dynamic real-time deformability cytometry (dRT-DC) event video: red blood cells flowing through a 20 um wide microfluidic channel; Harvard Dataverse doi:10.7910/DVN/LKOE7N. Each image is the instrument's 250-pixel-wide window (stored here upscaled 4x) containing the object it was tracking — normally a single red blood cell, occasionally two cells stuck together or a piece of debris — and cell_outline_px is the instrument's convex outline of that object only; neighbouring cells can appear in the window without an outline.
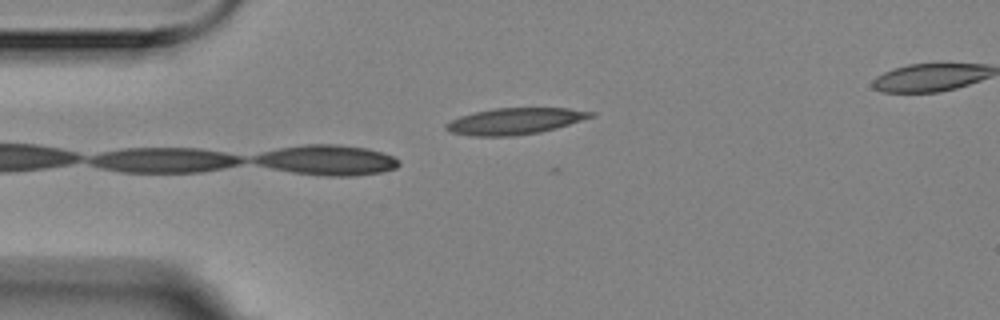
{"species": "Egyptian fruit bat (a non-hibernating species)", "species_latin": "Rousettus aegyptiacus", "temperature_condition": "room temperature", "stored_images_in_passage": 24, "camera_frame_rate_fps": 3000, "um_per_image_px": 0.085, "animal": {"sex": "female"}, "frame": {"image": 1, "passage_image": 1, "time_ms": 0.0, "image_size_px": [1000, 320], "cell_outline_px": [[596, 116], [556, 128], [540, 132], [516, 136], [472, 136], [448, 132], [444, 128], [444, 124], [460, 116], [476, 112], [496, 108], [568, 108], [596, 112]], "centroid_in_image_um": [43.78, 10.3], "position_along_channel_um": 41.2, "area_um2": 22.37}}